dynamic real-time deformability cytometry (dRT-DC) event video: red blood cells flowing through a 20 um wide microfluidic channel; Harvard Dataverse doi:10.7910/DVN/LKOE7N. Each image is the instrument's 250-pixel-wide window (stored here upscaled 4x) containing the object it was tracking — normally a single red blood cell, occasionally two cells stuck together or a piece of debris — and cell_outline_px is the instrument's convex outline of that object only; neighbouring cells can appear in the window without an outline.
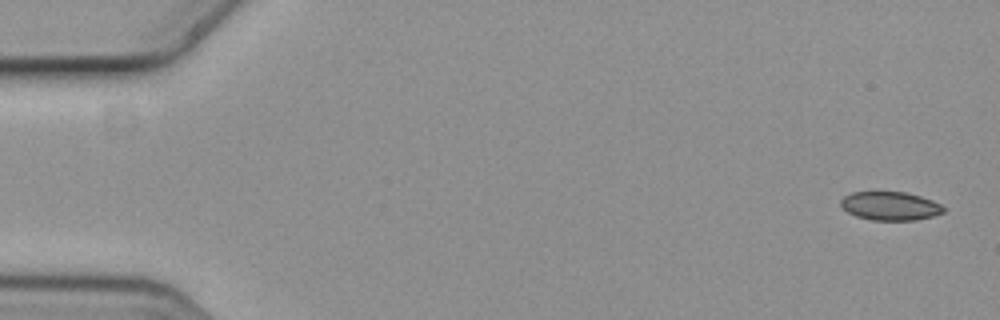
{"species": "common noctule bat (a hibernating species)", "species_latin": "Nyctalus noctula", "temperature_condition": "cold", "stored_images_in_passage": 6, "camera_frame_rate_fps": 3000, "um_per_image_px": 0.085, "animal": {"sex": "female", "body_mass_g": 19.3, "forearm_length_mm": 54.1}, "frame": {"image": 1, "passage_image": 1, "time_ms": 0.0, "image_size_px": [1000, 320], "cell_outline_px": [[944, 212], [932, 216], [916, 220], [872, 220], [856, 216], [848, 212], [840, 204], [840, 200], [844, 196], [852, 192], [904, 192], [920, 196], [932, 200], [940, 204], [944, 208]], "centroid_in_image_um": [75.66, 17.51], "position_along_channel_um": 9.3, "area_um2": 16.99}}
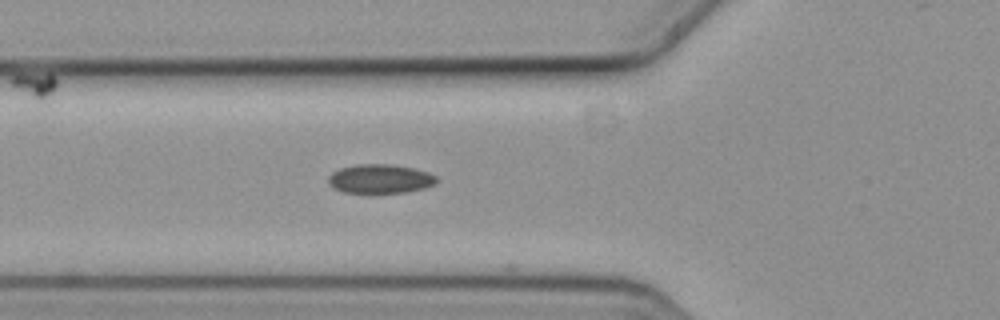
{"frame": {"image": 2, "passage_image": 6, "time_ms": 1.667, "image_size_px": [1000, 320], "cell_outline_px": [[436, 184], [424, 188], [404, 192], [344, 192], [328, 184], [328, 176], [332, 172], [340, 168], [356, 164], [392, 164], [412, 168], [428, 172], [436, 176]], "centroid_in_image_um": [32.3, 15.18], "position_along_channel_um": 93.5, "area_um2": 18.15}}